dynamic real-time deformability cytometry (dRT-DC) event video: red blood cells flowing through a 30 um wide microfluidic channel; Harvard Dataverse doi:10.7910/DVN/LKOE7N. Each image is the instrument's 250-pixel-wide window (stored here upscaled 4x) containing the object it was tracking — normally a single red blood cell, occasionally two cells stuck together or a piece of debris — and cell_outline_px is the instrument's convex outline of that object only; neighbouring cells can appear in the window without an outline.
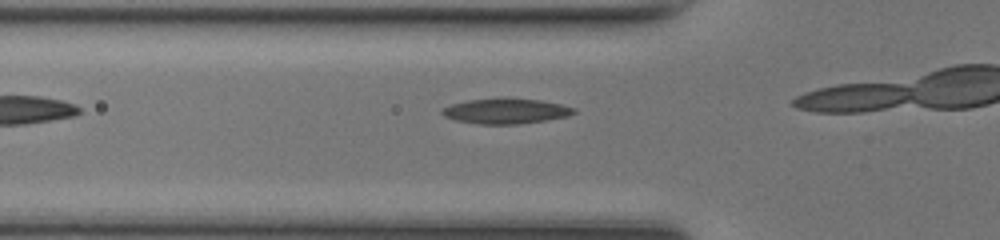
{"species": "common noctule bat (a hibernating species)", "species_latin": "Nyctalus noctula", "temperature_condition": "room temperature", "stored_images_in_passage": 4, "camera_frame_rate_fps": 3000, "um_per_image_px": 0.085, "animal": {"sex": "female", "body_mass_g": 17.0, "forearm_length_mm": 48.0}, "frame": {"image": 1, "passage_image": 2, "time_ms": 0.333, "image_size_px": [1000, 240], "cell_outline_px": [[576, 112], [568, 116], [548, 120], [520, 124], [480, 124], [456, 120], [444, 116], [440, 112], [444, 108], [452, 104], [468, 100], [496, 96], [504, 96], [544, 100], [576, 108]], "centroid_in_image_um": [43.03, 9.41], "position_along_channel_um": 82.8, "area_um2": 20.0}}